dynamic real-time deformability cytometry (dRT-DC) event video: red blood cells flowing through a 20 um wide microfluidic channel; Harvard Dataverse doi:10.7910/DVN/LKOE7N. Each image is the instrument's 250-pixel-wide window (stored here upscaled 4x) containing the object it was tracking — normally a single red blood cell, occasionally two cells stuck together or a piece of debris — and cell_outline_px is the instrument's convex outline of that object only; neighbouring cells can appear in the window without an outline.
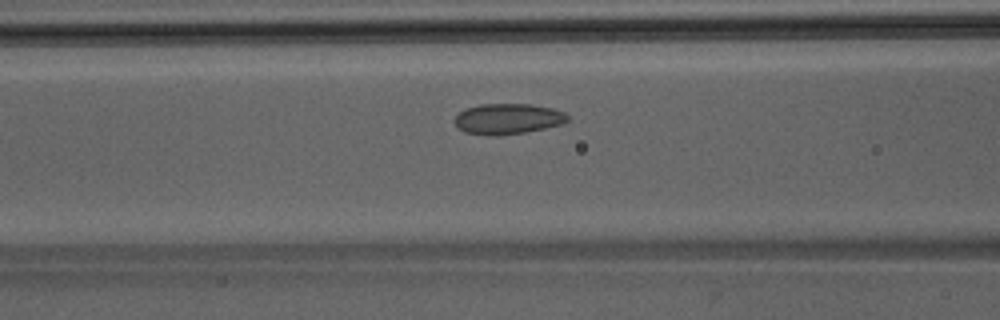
{"species": "Egyptian fruit bat (a non-hibernating species)", "species_latin": "Rousettus aegyptiacus", "temperature_condition": "room temperature", "stored_images_in_passage": 39, "camera_frame_rate_fps": 3000, "um_per_image_px": 0.085, "animal": {"sex": "male"}, "frame": {"image": 1, "passage_image": 11, "time_ms": 3.333, "image_size_px": [1000, 320], "cell_outline_px": [[568, 120], [564, 124], [524, 132], [500, 136], [492, 136], [464, 132], [456, 124], [456, 116], [460, 112], [468, 108], [480, 104], [532, 104], [552, 108], [564, 112], [568, 116]], "centroid_in_image_um": [43.2, 10.1], "position_along_channel_um": 123.4, "area_um2": 20.06}}
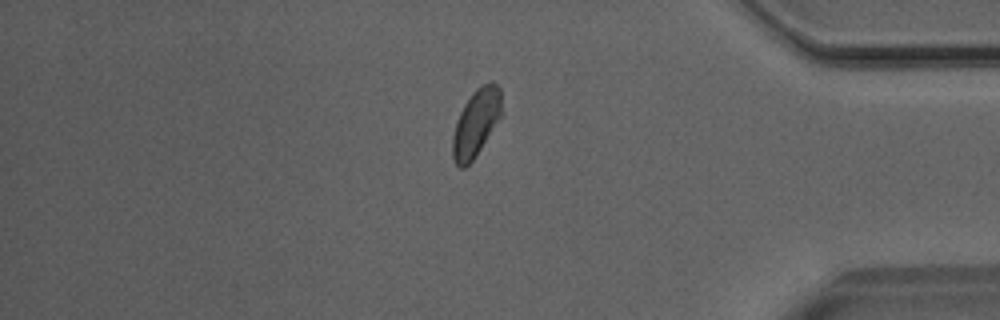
{"frame": {"image": 2, "passage_image": 32, "time_ms": 10.333, "image_size_px": [1000, 320], "cell_outline_px": [[500, 116], [480, 148], [472, 160], [464, 168], [460, 168], [456, 164], [452, 156], [452, 136], [460, 112], [464, 104], [472, 92], [480, 84], [492, 80], [500, 88]], "centroid_in_image_um": [40.43, 10.4], "position_along_channel_um": 394.8, "area_um2": 18.73}}
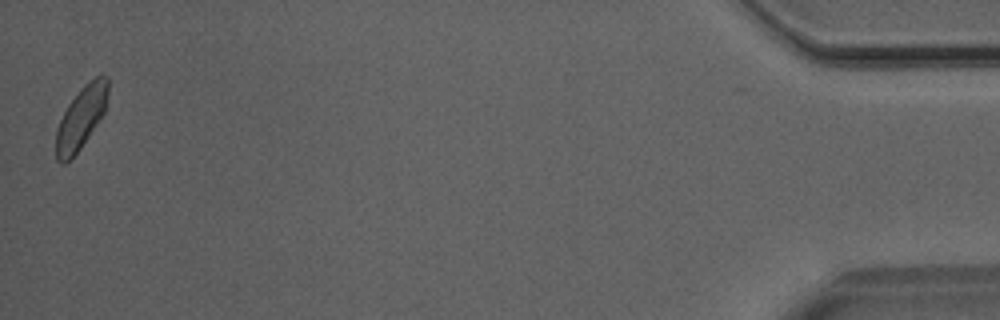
{"frame": {"image": 3, "passage_image": 39, "time_ms": 12.667, "image_size_px": [1000, 320], "cell_outline_px": [[108, 92], [104, 112], [80, 148], [64, 164], [60, 164], [56, 160], [56, 128], [68, 104], [84, 84], [96, 76], [104, 72], [108, 76]], "centroid_in_image_um": [6.89, 9.96], "position_along_channel_um": 428.3, "area_um2": 18.67}}